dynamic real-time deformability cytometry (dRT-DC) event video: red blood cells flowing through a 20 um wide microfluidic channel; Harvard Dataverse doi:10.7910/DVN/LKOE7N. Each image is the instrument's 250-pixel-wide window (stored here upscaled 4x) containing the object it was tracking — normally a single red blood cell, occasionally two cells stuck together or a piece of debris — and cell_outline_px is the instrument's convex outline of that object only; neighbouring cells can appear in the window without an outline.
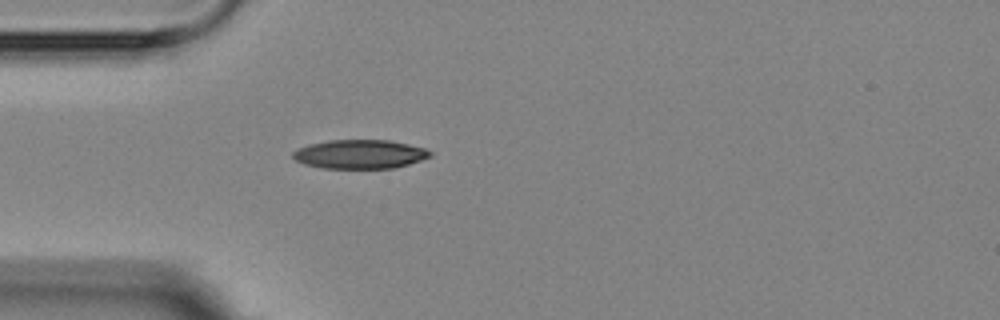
{"species": "Egyptian fruit bat (a non-hibernating species)", "species_latin": "Rousettus aegyptiacus", "temperature_condition": "room temperature", "stored_images_in_passage": 1, "camera_frame_rate_fps": 3000, "um_per_image_px": 0.085, "animal": {"sex": "female"}, "frame": {"image": 1, "passage_image": 1, "time_ms": 0.0, "image_size_px": [1000, 320], "cell_outline_px": [[432, 156], [408, 164], [392, 168], [324, 168], [304, 164], [296, 160], [292, 156], [292, 152], [308, 144], [328, 140], [388, 140], [408, 144], [424, 148], [432, 152]], "centroid_in_image_um": [30.58, 13.1], "position_along_channel_um": 54.4, "area_um2": 23.0}}